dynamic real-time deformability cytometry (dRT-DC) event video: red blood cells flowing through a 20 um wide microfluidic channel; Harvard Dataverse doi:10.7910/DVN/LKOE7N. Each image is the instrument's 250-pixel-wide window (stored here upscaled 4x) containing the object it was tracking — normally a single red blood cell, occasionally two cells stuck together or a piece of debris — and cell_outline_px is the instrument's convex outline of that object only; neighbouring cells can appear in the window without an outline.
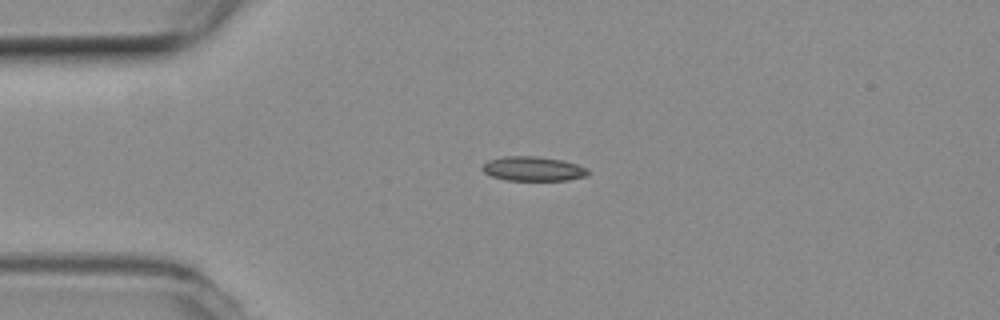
{"species": "common noctule bat (a hibernating species)", "species_latin": "Nyctalus noctula", "temperature_condition": "room temperature", "stored_images_in_passage": 43, "camera_frame_rate_fps": 3000, "um_per_image_px": 0.085, "animal": {"sex": "female", "body_mass_g": 19.3, "forearm_length_mm": 54.1}, "frame": {"image": 1, "passage_image": 1, "time_ms": 0.0, "image_size_px": [1000, 320], "cell_outline_px": [[588, 176], [568, 180], [504, 180], [492, 176], [484, 172], [480, 168], [488, 160], [504, 156], [536, 156], [564, 160], [588, 168]], "centroid_in_image_um": [45.32, 14.34], "position_along_channel_um": 39.7, "area_um2": 15.14}}
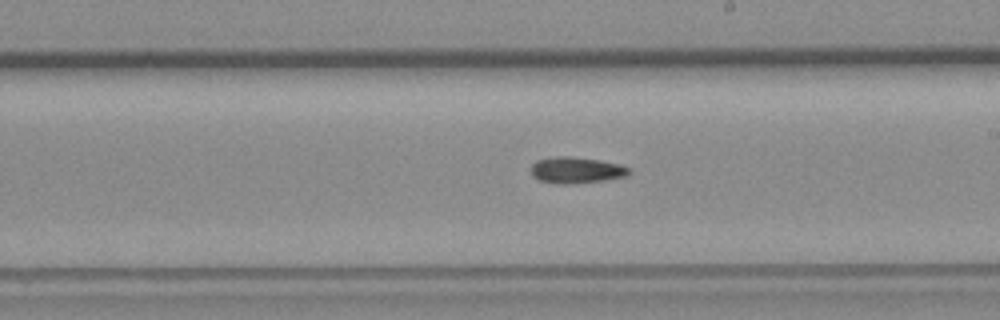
{"frame": {"image": 2, "passage_image": 19, "time_ms": 6.0, "image_size_px": [1000, 320], "cell_outline_px": [[632, 172], [624, 176], [604, 180], [572, 184], [556, 184], [540, 180], [532, 176], [532, 164], [536, 160], [556, 156], [572, 156], [600, 160], [620, 164], [628, 168]], "centroid_in_image_um": [48.97, 14.46], "position_along_channel_um": 240.0, "area_um2": 15.03}}
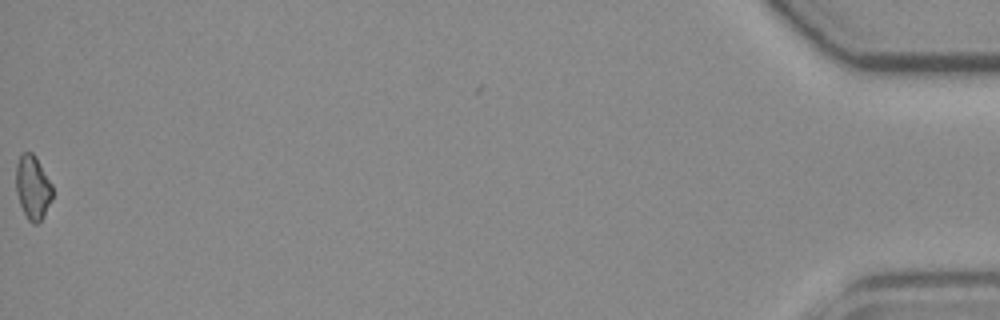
{"frame": {"image": 3, "passage_image": 43, "time_ms": 14.0, "image_size_px": [1000, 320], "cell_outline_px": [[52, 200], [44, 216], [36, 224], [32, 224], [28, 220], [20, 204], [16, 192], [16, 164], [20, 156], [24, 152], [32, 152], [36, 156], [52, 184]], "centroid_in_image_um": [2.79, 15.93], "position_along_channel_um": 432.4, "area_um2": 13.64}}